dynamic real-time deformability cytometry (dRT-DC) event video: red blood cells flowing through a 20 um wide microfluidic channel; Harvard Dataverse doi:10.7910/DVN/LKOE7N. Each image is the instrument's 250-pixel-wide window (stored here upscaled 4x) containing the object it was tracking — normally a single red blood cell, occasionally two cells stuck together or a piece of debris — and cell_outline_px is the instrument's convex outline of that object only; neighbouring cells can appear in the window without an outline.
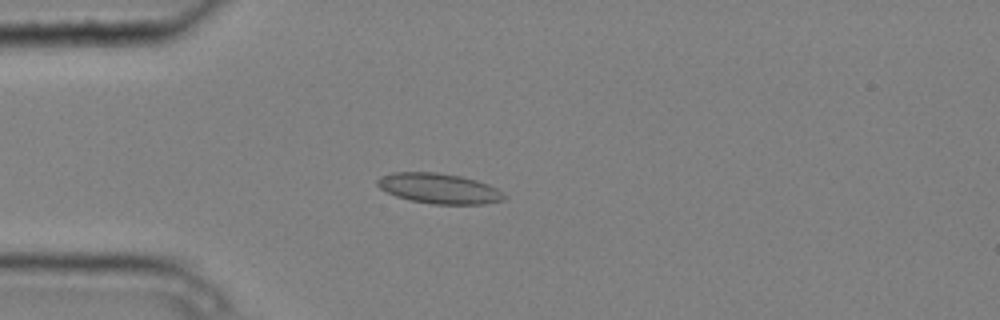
{"species": "common noctule bat (a hibernating species)", "species_latin": "Nyctalus noctula", "temperature_condition": "cold", "stored_images_in_passage": 4, "camera_frame_rate_fps": 3000, "um_per_image_px": 0.085, "animal": {"sex": "male", "body_mass_g": 20.4}, "frame": {"image": 1, "passage_image": 3, "time_ms": 0.667, "image_size_px": [1000, 320], "cell_outline_px": [[504, 200], [484, 204], [432, 204], [412, 200], [396, 196], [380, 188], [376, 184], [376, 180], [380, 176], [392, 172], [436, 172], [460, 176], [476, 180], [488, 184], [496, 188], [504, 196]], "centroid_in_image_um": [37.28, 16.01], "position_along_channel_um": 47.7, "area_um2": 22.2}}